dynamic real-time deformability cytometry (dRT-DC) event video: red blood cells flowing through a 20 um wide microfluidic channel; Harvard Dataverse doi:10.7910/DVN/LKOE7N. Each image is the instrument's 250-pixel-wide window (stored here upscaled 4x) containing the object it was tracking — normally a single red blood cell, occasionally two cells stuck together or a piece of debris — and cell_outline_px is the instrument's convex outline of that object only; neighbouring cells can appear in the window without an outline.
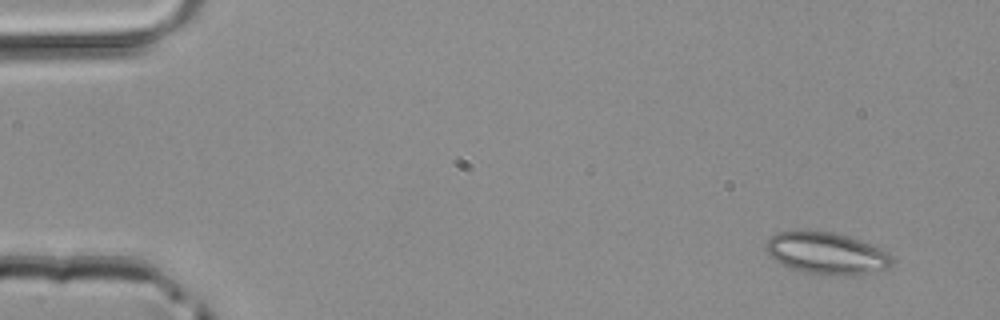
{"species": "common noctule bat (a hibernating species)", "species_latin": "Nyctalus noctula", "temperature_condition": "room temperature", "stored_images_in_passage": 46, "camera_frame_rate_fps": 3000, "um_per_image_px": 0.085, "animal": {"sex": "male", "body_mass_g": 20.4}, "frame": {"image": 1, "passage_image": 1, "time_ms": 0.0, "image_size_px": [1000, 320], "cell_outline_px": [[892, 264], [888, 268], [848, 276], [836, 276], [804, 272], [780, 264], [764, 248], [764, 244], [776, 232], [832, 232], [848, 236], [860, 240], [880, 248], [888, 252], [892, 256]], "centroid_in_image_um": [70.27, 21.55], "position_along_channel_um": 14.7, "area_um2": 30.4}}
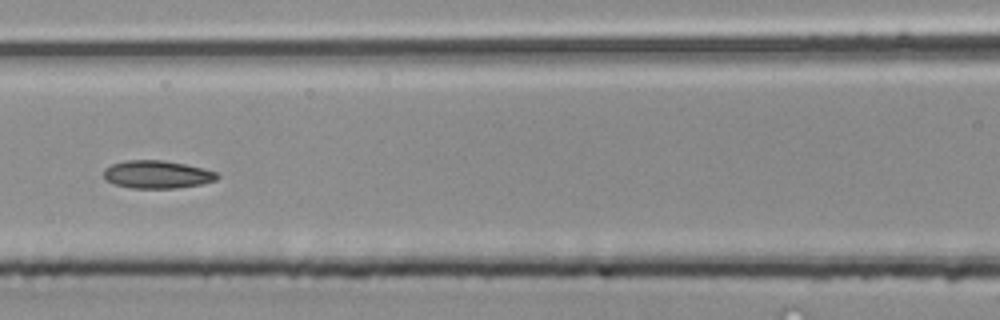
{"frame": {"image": 2, "passage_image": 19, "time_ms": 6.0, "image_size_px": [1000, 320], "cell_outline_px": [[220, 176], [216, 180], [200, 184], [176, 188], [132, 188], [112, 184], [104, 180], [104, 168], [112, 164], [124, 160], [164, 160], [184, 164], [216, 172]], "centroid_in_image_um": [13.29, 14.83], "position_along_channel_um": 153.3, "area_um2": 18.44}}
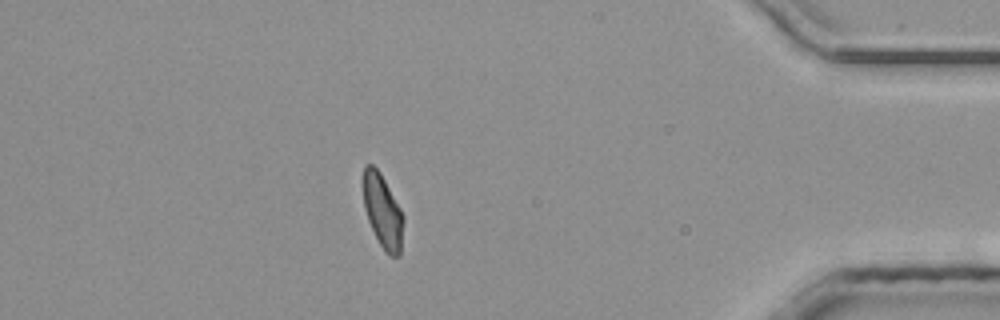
{"frame": {"image": 3, "passage_image": 39, "time_ms": 12.667, "image_size_px": [1000, 320], "cell_outline_px": [[404, 220], [400, 256], [388, 256], [384, 252], [368, 220], [364, 208], [360, 184], [364, 164], [372, 164], [380, 172], [400, 208], [404, 216]], "centroid_in_image_um": [32.48, 17.91], "position_along_channel_um": 402.7, "area_um2": 17.74}}